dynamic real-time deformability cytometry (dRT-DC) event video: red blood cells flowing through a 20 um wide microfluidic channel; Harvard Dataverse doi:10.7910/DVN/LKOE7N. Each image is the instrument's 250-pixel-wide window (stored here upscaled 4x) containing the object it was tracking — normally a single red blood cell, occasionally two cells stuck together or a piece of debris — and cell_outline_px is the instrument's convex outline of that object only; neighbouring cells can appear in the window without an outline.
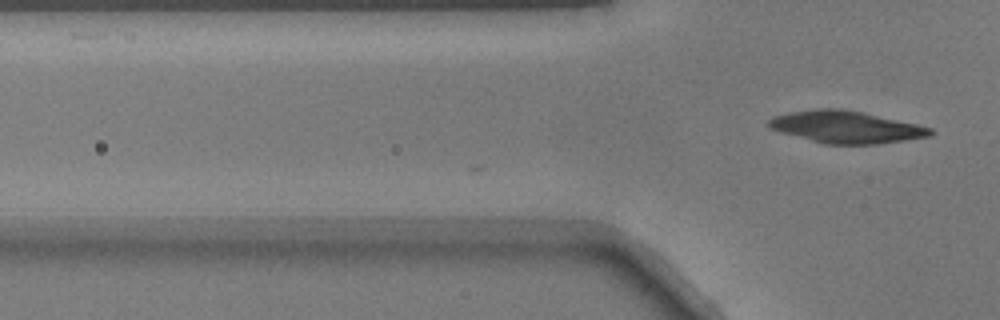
{"species": "common noctule bat (a hibernating species)", "species_latin": "Nyctalus noctula", "temperature_condition": "warm", "stored_images_in_passage": 2, "camera_frame_rate_fps": 3000, "um_per_image_px": 0.085, "animal": {"sex": "male", "body_mass_g": 17.9}, "frame": {"image": 1, "passage_image": 2, "time_ms": 0.333, "image_size_px": [1000, 320], "cell_outline_px": [[932, 136], [880, 144], [824, 144], [780, 132], [768, 128], [768, 120], [772, 116], [788, 112], [816, 108], [840, 108], [860, 112], [916, 124], [932, 128]], "centroid_in_image_um": [71.86, 10.8], "position_along_channel_um": 53.9, "area_um2": 30.23}}